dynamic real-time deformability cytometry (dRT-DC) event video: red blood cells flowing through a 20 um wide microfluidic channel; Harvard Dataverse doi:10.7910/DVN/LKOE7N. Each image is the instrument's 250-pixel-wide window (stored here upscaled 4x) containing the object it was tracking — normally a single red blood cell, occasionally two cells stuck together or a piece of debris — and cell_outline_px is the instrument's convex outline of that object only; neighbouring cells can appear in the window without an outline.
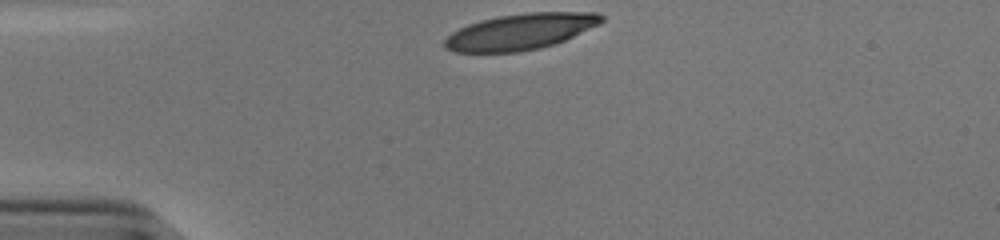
{"species": "human", "species_latin": "Homo sapiens", "temperature_condition": "cold", "stored_images_in_passage": 30, "camera_frame_rate_fps": 3000, "um_per_image_px": 0.085, "donor": {"sex": "male"}, "frame": {"image": 1, "passage_image": 1, "time_ms": 0.0, "image_size_px": [1000, 240], "cell_outline_px": [[604, 20], [600, 24], [556, 44], [540, 48], [520, 52], [456, 52], [444, 48], [444, 40], [452, 32], [468, 24], [480, 20], [500, 16], [524, 12], [596, 12], [604, 16]], "centroid_in_image_um": [44.26, 2.69], "position_along_channel_um": 40.7, "area_um2": 33.06}}
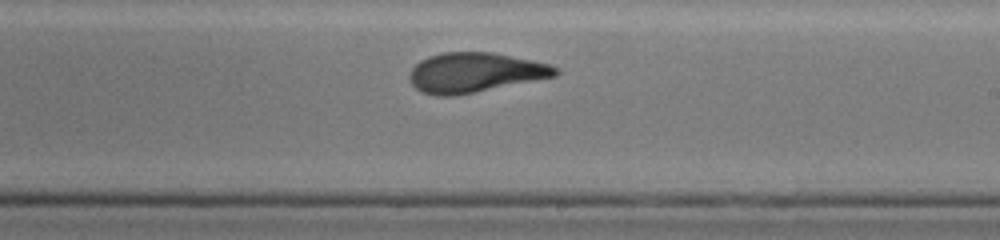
{"frame": {"image": 2, "passage_image": 20, "time_ms": 6.333, "image_size_px": [1000, 240], "cell_outline_px": [[560, 72], [556, 76], [452, 96], [436, 96], [420, 92], [408, 80], [408, 76], [412, 68], [420, 60], [428, 56], [444, 52], [492, 52], [552, 64], [560, 68]], "centroid_in_image_um": [40.35, 6.16], "position_along_channel_um": 248.6, "area_um2": 33.81}}
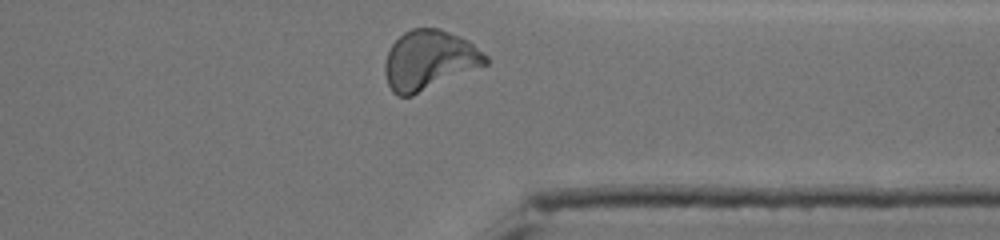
{"frame": {"image": 3, "passage_image": 30, "time_ms": 9.667, "image_size_px": [1000, 240], "cell_outline_px": [[488, 64], [412, 96], [396, 96], [392, 92], [388, 84], [384, 72], [384, 64], [388, 52], [392, 44], [404, 32], [412, 28], [440, 28], [460, 36], [468, 40], [488, 56]], "centroid_in_image_um": [36.48, 5.11], "position_along_channel_um": 374.9, "area_um2": 35.03}, "authors_computed_cell_mechanics": {"area_um2": 33.8997, "velocity_mm_per_s": 3.8478, "shape_relaxation_time_tau1_ms": 9.944, "shape_relaxation_time_tau2_ms": 1.3028, "deformation_change_tau1": 0.3323, "deformation_change_tau2": 0.0796}}